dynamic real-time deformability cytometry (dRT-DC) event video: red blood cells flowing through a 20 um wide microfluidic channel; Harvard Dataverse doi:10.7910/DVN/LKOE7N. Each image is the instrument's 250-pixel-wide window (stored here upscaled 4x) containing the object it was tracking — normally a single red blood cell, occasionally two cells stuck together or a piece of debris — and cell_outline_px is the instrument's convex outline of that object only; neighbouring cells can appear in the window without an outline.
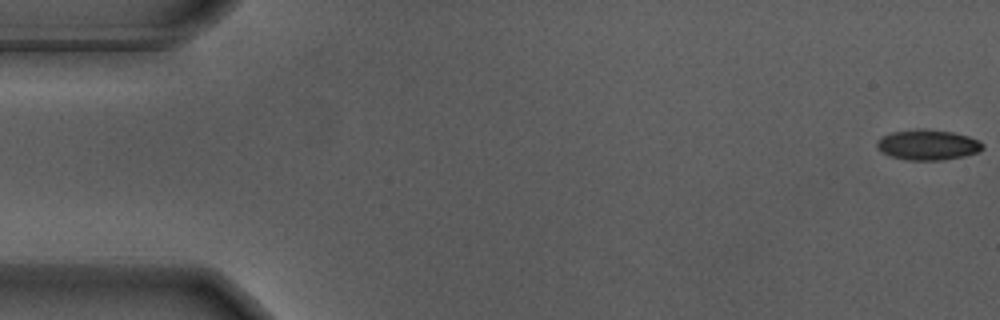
{"species": "Egyptian fruit bat (a non-hibernating species)", "species_latin": "Rousettus aegyptiacus", "temperature_condition": "warm", "stored_images_in_passage": 16, "camera_frame_rate_fps": 3000, "um_per_image_px": 0.085, "animal": {"sex": "male"}, "frame": {"image": 1, "passage_image": 1, "time_ms": 0.0, "image_size_px": [1000, 320], "cell_outline_px": [[984, 148], [980, 152], [964, 156], [940, 160], [904, 160], [888, 156], [880, 152], [876, 144], [884, 136], [892, 132], [916, 128], [928, 128], [952, 132], [968, 136], [984, 144]], "centroid_in_image_um": [78.86, 12.31], "position_along_channel_um": 6.1, "area_um2": 18.9}}
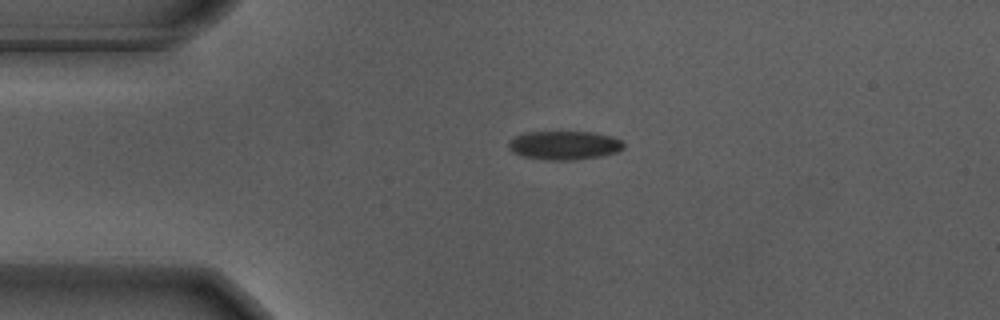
{"frame": {"image": 2, "passage_image": 13, "time_ms": 4.0, "image_size_px": [1000, 320], "cell_outline_px": [[624, 148], [616, 152], [600, 156], [572, 160], [548, 160], [524, 156], [512, 152], [508, 148], [508, 140], [516, 136], [528, 132], [592, 132], [612, 136], [624, 140]], "centroid_in_image_um": [47.98, 12.34], "position_along_channel_um": 37.0, "area_um2": 19.31}}